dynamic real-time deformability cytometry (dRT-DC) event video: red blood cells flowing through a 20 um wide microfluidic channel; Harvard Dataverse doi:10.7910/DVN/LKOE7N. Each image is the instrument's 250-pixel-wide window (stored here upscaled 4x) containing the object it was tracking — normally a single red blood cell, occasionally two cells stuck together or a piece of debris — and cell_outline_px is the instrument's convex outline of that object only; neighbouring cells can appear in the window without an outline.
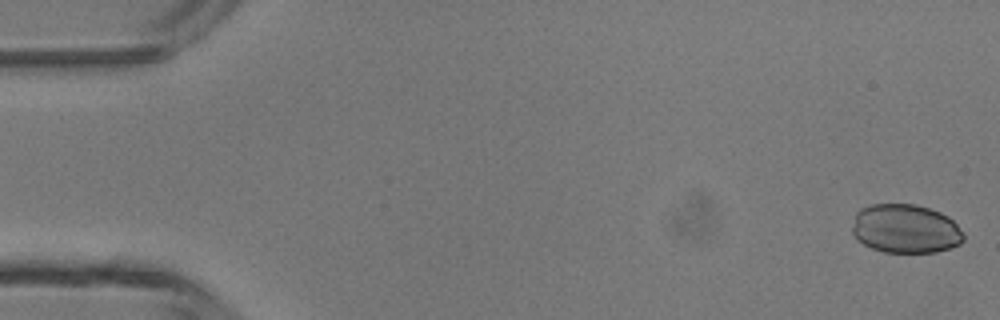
{"species": "common noctule bat (a hibernating species)", "species_latin": "Nyctalus noctula", "temperature_condition": "room temperature", "stored_images_in_passage": 47, "camera_frame_rate_fps": 3000, "um_per_image_px": 0.085, "animal": {"sex": "male", "body_mass_g": 13.3}, "frame": {"image": 1, "passage_image": 1, "time_ms": 0.0, "image_size_px": [1000, 320], "cell_outline_px": [[964, 240], [960, 244], [936, 252], [884, 252], [872, 248], [856, 240], [852, 232], [852, 228], [856, 212], [860, 208], [872, 204], [916, 204], [940, 212], [948, 216], [956, 224], [964, 236]], "centroid_in_image_um": [76.94, 19.44], "position_along_channel_um": 8.1, "area_um2": 31.79}}
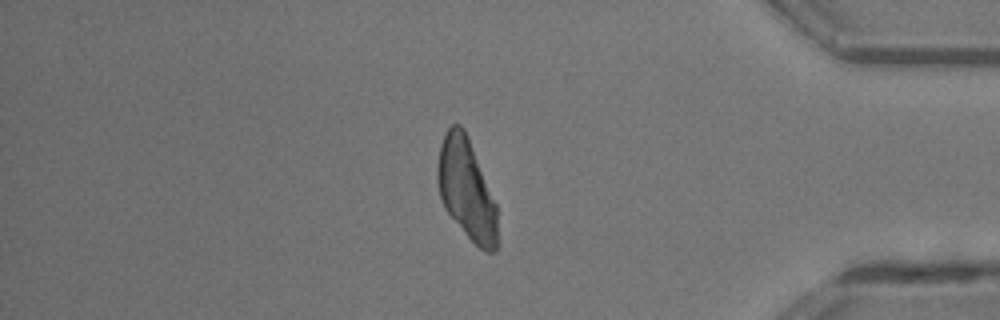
{"frame": {"image": 2, "passage_image": 40, "time_ms": 13.0, "image_size_px": [1000, 320], "cell_outline_px": [[496, 252], [484, 252], [468, 236], [444, 208], [440, 196], [436, 176], [436, 168], [440, 144], [444, 132], [452, 124], [460, 124], [464, 128], [468, 136], [496, 204]], "centroid_in_image_um": [39.62, 16.03], "position_along_channel_um": 395.6, "area_um2": 34.85}}